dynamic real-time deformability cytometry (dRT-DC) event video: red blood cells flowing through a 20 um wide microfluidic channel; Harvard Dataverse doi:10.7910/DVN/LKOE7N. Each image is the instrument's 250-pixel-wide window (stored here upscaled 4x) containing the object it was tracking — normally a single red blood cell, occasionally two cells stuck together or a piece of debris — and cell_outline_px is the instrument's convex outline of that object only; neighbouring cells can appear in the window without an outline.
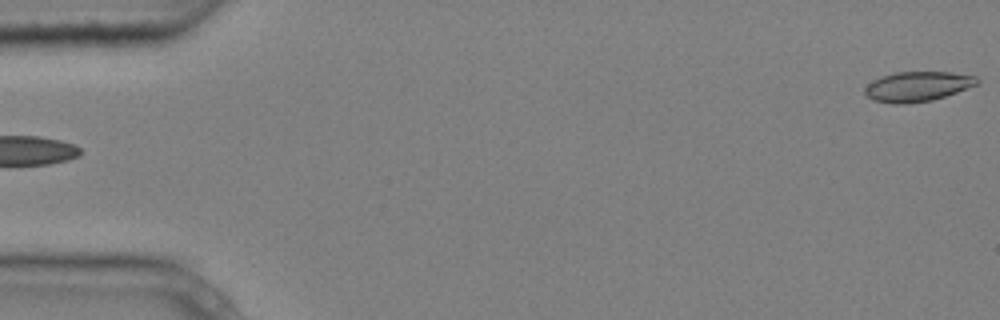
{"species": "common noctule bat (a hibernating species)", "species_latin": "Nyctalus noctula", "temperature_condition": "cold", "stored_images_in_passage": 4, "segment_of_instrument_passage": [2, 2], "camera_frame_rate_fps": 3000, "um_per_image_px": 0.085, "animal": {"sex": "male", "body_mass_g": 20.4}, "frame": {"image": 1, "passage_image": 4, "time_ms": 1.0, "image_size_px": [1000, 320], "cell_outline_px": [[980, 84], [932, 100], [904, 104], [892, 104], [872, 100], [864, 92], [864, 88], [872, 80], [880, 76], [896, 72], [952, 72], [976, 76], [980, 80]], "centroid_in_image_um": [77.98, 7.34], "position_along_channel_um": 7.0, "area_um2": 19.71}}